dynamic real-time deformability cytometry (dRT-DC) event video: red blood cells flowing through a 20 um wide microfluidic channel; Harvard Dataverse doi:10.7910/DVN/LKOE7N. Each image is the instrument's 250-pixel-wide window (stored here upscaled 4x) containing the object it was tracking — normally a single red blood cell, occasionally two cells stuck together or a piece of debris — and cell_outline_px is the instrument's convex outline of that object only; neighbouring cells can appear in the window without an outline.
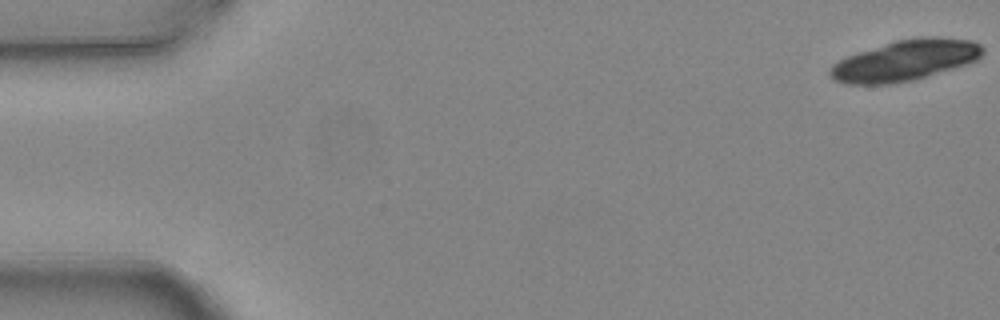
{"species": "common noctule bat (a hibernating species)", "species_latin": "Nyctalus noctula", "temperature_condition": "warm", "stored_images_in_passage": 5, "camera_frame_rate_fps": 3000, "um_per_image_px": 0.085, "animal": {"sex": "female", "body_mass_g": 24.6, "forearm_length_mm": 56.2}, "frame": {"image": 1, "passage_image": 1, "time_ms": 0.0, "image_size_px": [1000, 320], "cell_outline_px": [[984, 52], [976, 60], [928, 76], [912, 80], [892, 84], [848, 84], [832, 80], [828, 72], [828, 68], [832, 64], [848, 56], [896, 40], [920, 36], [936, 36], [972, 40], [980, 44], [984, 48]], "centroid_in_image_um": [76.93, 5.13], "position_along_channel_um": 8.1, "area_um2": 36.18}}